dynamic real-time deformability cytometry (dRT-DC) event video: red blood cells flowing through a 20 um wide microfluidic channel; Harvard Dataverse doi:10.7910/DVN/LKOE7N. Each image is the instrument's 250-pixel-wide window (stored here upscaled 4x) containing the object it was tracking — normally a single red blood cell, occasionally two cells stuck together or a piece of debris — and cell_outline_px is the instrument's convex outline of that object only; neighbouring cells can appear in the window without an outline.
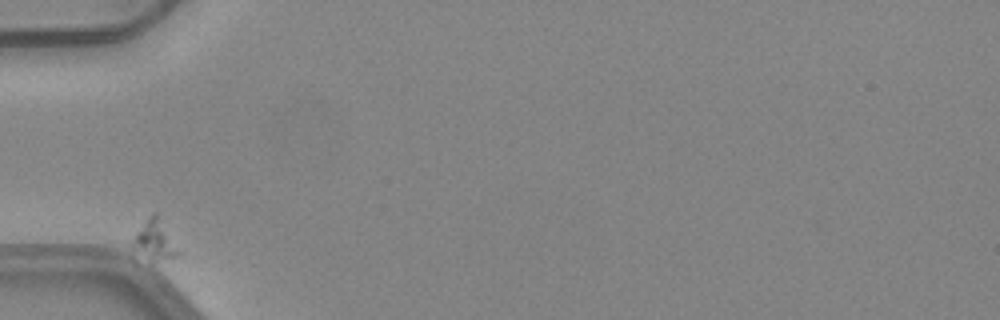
{"species": "common noctule bat (a hibernating species)", "species_latin": "Nyctalus noctula", "temperature_condition": "warm", "stored_images_in_passage": 4, "camera_frame_rate_fps": 3000, "um_per_image_px": 0.085, "animal": {"sex": "female", "body_mass_g": 24.6, "forearm_length_mm": 56.2}, "frame": {"image": 1, "passage_image": 1, "time_ms": 0.0, "image_size_px": [1000, 320], "cell_outline_px": [[180, 252], [176, 256], [152, 264], [148, 264], [128, 248], [128, 244], [148, 216], [152, 212], [156, 212]], "centroid_in_image_um": [13.03, 20.52], "position_along_channel_um": 72.0, "area_um2": 11.27}}
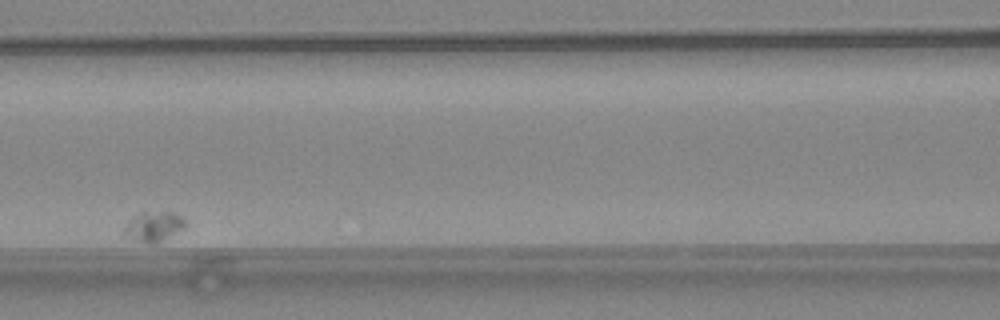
{"frame": {"image": 2, "passage_image": 3, "time_ms": 0.667, "image_size_px": [1000, 320], "cell_outline_px": [[184, 228], [156, 244], [144, 244], [124, 232], [124, 228], [128, 220], [132, 216], [140, 212], [172, 212], [180, 216], [184, 220]], "centroid_in_image_um": [13.05, 19.25], "position_along_channel_um": 153.5, "area_um2": 10.46}}